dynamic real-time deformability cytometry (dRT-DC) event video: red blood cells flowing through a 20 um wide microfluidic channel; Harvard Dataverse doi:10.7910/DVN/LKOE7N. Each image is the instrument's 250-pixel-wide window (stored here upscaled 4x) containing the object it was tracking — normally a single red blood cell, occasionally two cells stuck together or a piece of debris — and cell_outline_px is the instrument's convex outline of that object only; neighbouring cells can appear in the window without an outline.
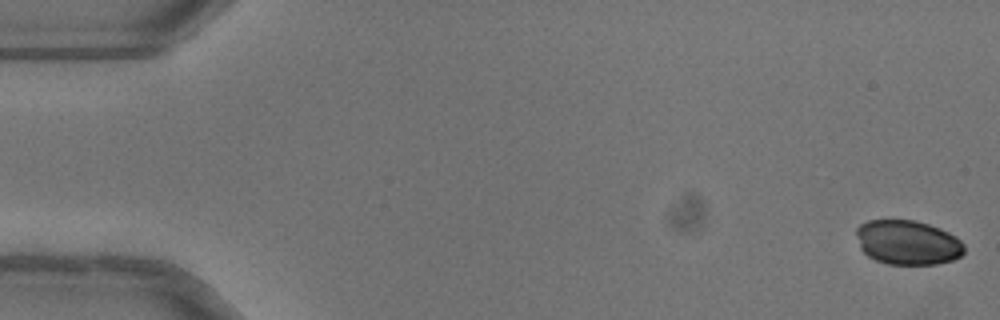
{"species": "common noctule bat (a hibernating species)", "species_latin": "Nyctalus noctula", "temperature_condition": "warm", "stored_images_in_passage": 51, "camera_frame_rate_fps": 3000, "um_per_image_px": 0.085, "animal": {"sex": "female"}, "frame": {"image": 1, "passage_image": 1, "time_ms": 0.0, "image_size_px": [1000, 320], "cell_outline_px": [[964, 252], [960, 256], [952, 260], [936, 264], [888, 264], [876, 260], [868, 256], [860, 248], [856, 236], [856, 228], [860, 224], [868, 220], [912, 220], [928, 224], [940, 228], [956, 236], [964, 244]], "centroid_in_image_um": [77.14, 20.61], "position_along_channel_um": 7.9, "area_um2": 28.03}}
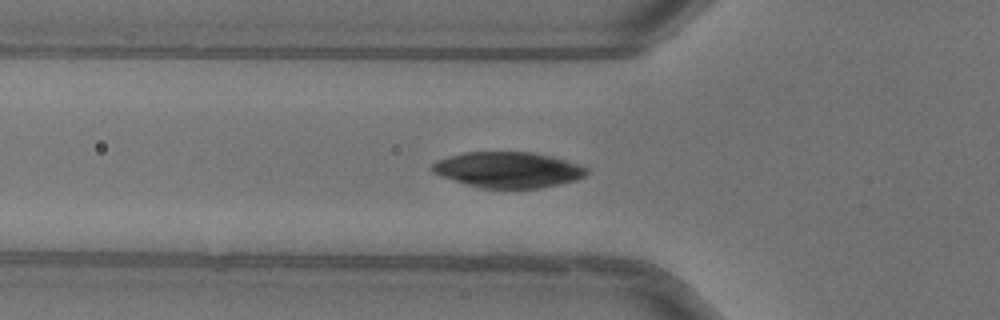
{"frame": {"image": 2, "passage_image": 18, "time_ms": 5.667, "image_size_px": [1000, 320], "cell_outline_px": [[588, 172], [584, 176], [576, 180], [540, 188], [480, 188], [464, 184], [440, 176], [432, 172], [432, 164], [448, 156], [464, 152], [532, 152], [552, 156], [580, 164], [588, 168]], "centroid_in_image_um": [43.19, 14.43], "position_along_channel_um": 82.6, "area_um2": 32.25}}
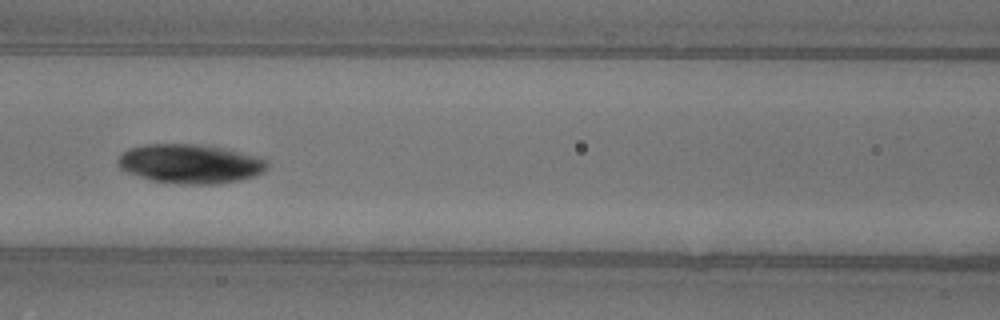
{"frame": {"image": 3, "passage_image": 23, "time_ms": 7.333, "image_size_px": [1000, 320], "cell_outline_px": [[268, 168], [264, 172], [256, 176], [240, 180], [216, 184], [184, 184], [152, 180], [128, 172], [120, 168], [116, 164], [116, 160], [120, 152], [128, 148], [144, 144], [200, 144], [224, 148], [260, 156], [268, 164]], "centroid_in_image_um": [16.16, 13.91], "position_along_channel_um": 150.4, "area_um2": 34.45}}